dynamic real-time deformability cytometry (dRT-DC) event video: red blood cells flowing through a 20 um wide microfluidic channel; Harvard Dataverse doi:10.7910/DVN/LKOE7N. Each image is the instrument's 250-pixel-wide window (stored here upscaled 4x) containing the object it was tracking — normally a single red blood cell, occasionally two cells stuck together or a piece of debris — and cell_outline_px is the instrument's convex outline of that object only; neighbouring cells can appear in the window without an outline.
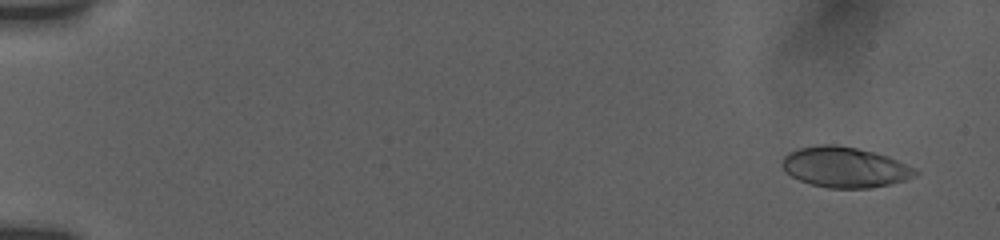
{"species": "human", "species_latin": "Homo sapiens", "temperature_condition": "room temperature", "stored_images_in_passage": 37, "camera_frame_rate_fps": 3000, "um_per_image_px": 0.085, "donor": {"sex": "female"}, "frame": {"image": 1, "passage_image": 4, "time_ms": 1.0, "image_size_px": [1000, 240], "cell_outline_px": [[920, 172], [916, 176], [908, 180], [872, 188], [828, 188], [812, 184], [800, 180], [784, 172], [780, 164], [784, 156], [788, 152], [800, 148], [820, 144], [836, 144], [856, 148], [888, 156], [916, 168]], "centroid_in_image_um": [71.82, 14.22], "position_along_channel_um": 13.2, "area_um2": 31.67}}
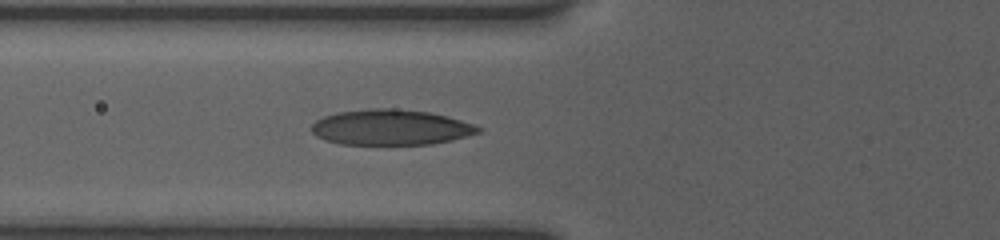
{"frame": {"image": 2, "passage_image": 23, "time_ms": 7.333, "image_size_px": [1000, 240], "cell_outline_px": [[480, 132], [452, 140], [432, 144], [340, 144], [324, 140], [316, 136], [312, 132], [312, 124], [316, 120], [324, 116], [340, 112], [372, 108], [392, 108], [428, 112], [448, 116], [472, 124], [480, 128]], "centroid_in_image_um": [33.19, 10.82], "position_along_channel_um": 92.6, "area_um2": 34.28}}
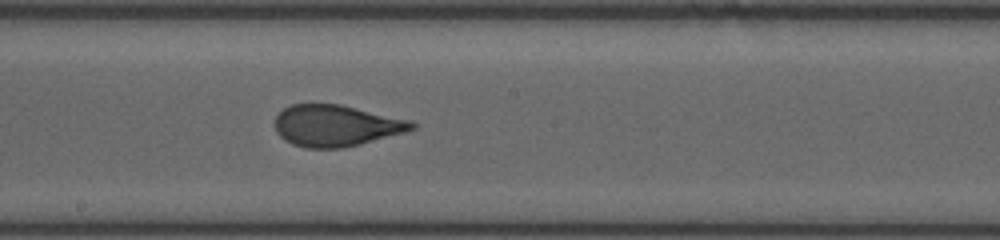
{"frame": {"image": 3, "passage_image": 37, "time_ms": 10.667, "image_size_px": [1000, 240], "cell_outline_px": [[416, 128], [404, 132], [360, 144], [340, 148], [308, 148], [292, 144], [284, 140], [276, 132], [276, 116], [284, 108], [292, 104], [340, 104], [412, 120], [416, 124]], "centroid_in_image_um": [28.57, 10.67], "position_along_channel_um": 219.6, "area_um2": 32.95}}